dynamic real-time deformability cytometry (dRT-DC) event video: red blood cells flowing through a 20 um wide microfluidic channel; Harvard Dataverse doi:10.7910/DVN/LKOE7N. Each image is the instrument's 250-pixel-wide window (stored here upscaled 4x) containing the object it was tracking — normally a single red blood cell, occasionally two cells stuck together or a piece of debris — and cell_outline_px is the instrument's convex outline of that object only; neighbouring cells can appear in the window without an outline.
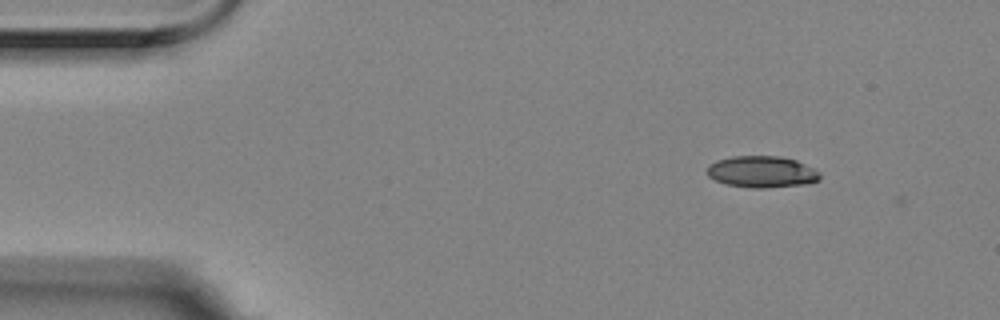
{"species": "Egyptian fruit bat (a non-hibernating species)", "species_latin": "Rousettus aegyptiacus", "temperature_condition": "room temperature", "stored_images_in_passage": 4, "camera_frame_rate_fps": 3000, "um_per_image_px": 0.085, "animal": {"sex": "female"}, "frame": {"image": 1, "passage_image": 2, "time_ms": 0.333, "image_size_px": [1000, 320], "cell_outline_px": [[820, 180], [808, 184], [764, 188], [748, 188], [724, 184], [708, 176], [708, 164], [716, 160], [732, 156], [780, 156], [796, 160], [820, 172]], "centroid_in_image_um": [64.75, 14.61], "position_along_channel_um": 20.3, "area_um2": 20.92}}